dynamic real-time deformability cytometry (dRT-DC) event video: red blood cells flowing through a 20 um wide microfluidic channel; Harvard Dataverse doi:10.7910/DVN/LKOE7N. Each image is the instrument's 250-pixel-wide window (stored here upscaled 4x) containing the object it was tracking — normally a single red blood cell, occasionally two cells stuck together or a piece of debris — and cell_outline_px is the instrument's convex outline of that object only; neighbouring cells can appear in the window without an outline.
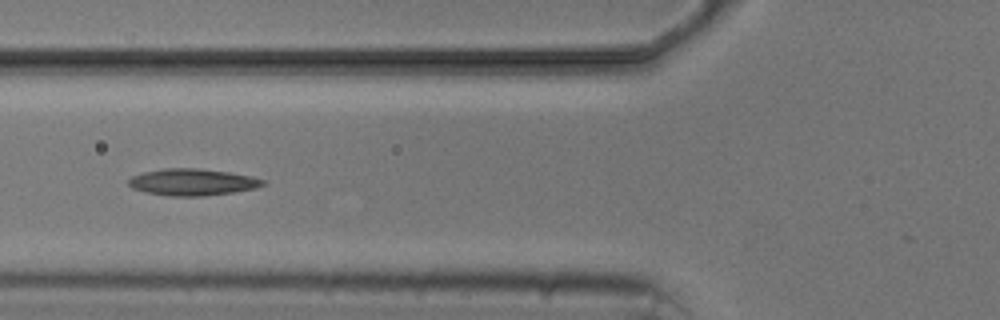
{"species": "common noctule bat (a hibernating species)", "species_latin": "Nyctalus noctula", "temperature_condition": "cold", "stored_images_in_passage": 5, "camera_frame_rate_fps": 3000, "um_per_image_px": 0.085, "animal": {"sex": "male", "body_mass_g": 20.5, "forearm_length_mm": 52.5}, "frame": {"image": 1, "passage_image": 5, "time_ms": 4.333, "image_size_px": [1000, 320], "cell_outline_px": [[264, 184], [256, 188], [232, 192], [204, 196], [168, 196], [144, 192], [132, 188], [128, 184], [128, 180], [132, 176], [144, 172], [164, 168], [200, 168], [228, 172], [252, 176], [264, 180]], "centroid_in_image_um": [16.33, 15.48], "position_along_channel_um": 109.5, "area_um2": 20.92}}